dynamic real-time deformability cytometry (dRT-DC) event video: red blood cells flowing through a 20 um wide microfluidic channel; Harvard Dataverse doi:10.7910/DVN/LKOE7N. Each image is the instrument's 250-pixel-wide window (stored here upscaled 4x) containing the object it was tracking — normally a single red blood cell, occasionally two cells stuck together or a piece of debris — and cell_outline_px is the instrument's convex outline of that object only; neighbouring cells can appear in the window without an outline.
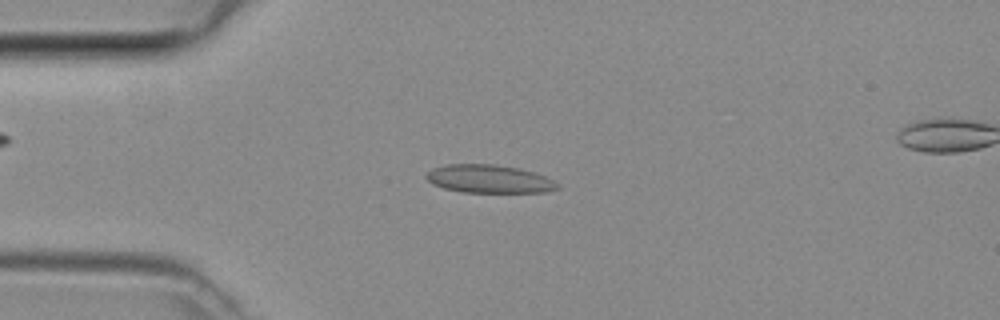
{"species": "common noctule bat (a hibernating species)", "species_latin": "Nyctalus noctula", "temperature_condition": "room temperature", "stored_images_in_passage": 46, "camera_frame_rate_fps": 3000, "um_per_image_px": 0.085, "animal": {"sex": "female", "body_mass_g": 29.2, "forearm_length_mm": 56.3}, "frame": {"image": 1, "passage_image": 11, "time_ms": 3.333, "image_size_px": [1000, 320], "cell_outline_px": [[560, 188], [548, 192], [464, 192], [444, 188], [432, 184], [424, 176], [432, 168], [448, 164], [496, 164], [520, 168], [544, 176], [560, 184]], "centroid_in_image_um": [41.58, 15.21], "position_along_channel_um": 43.4, "area_um2": 21.56}}
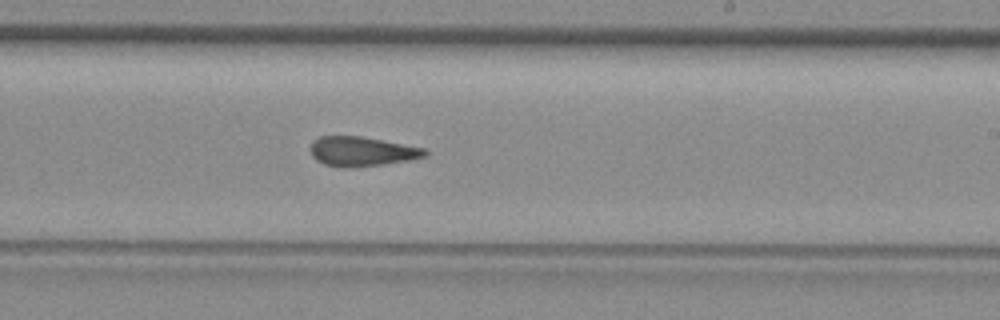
{"frame": {"image": 2, "passage_image": 27, "time_ms": 8.667, "image_size_px": [1000, 320], "cell_outline_px": [[428, 156], [408, 160], [384, 164], [352, 168], [340, 168], [324, 164], [316, 160], [312, 156], [308, 148], [312, 140], [320, 136], [360, 136], [428, 148]], "centroid_in_image_um": [30.74, 12.87], "position_along_channel_um": 258.3, "area_um2": 20.17}}
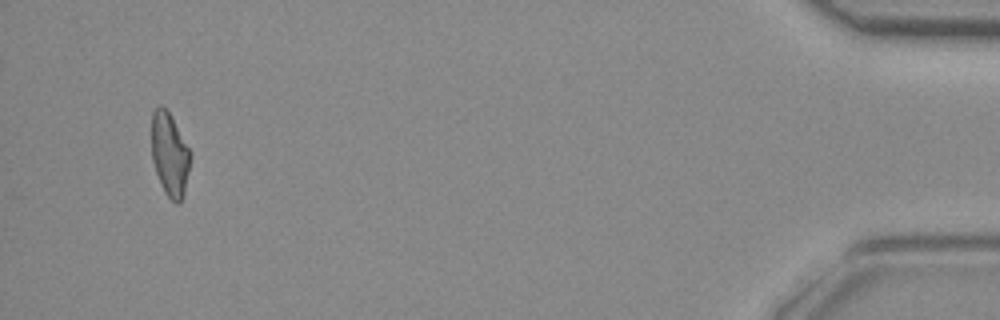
{"frame": {"image": 3, "passage_image": 44, "time_ms": 14.333, "image_size_px": [1000, 320], "cell_outline_px": [[192, 156], [184, 192], [180, 200], [176, 204], [164, 192], [156, 172], [152, 160], [152, 112], [160, 104], [168, 112], [192, 152]], "centroid_in_image_um": [14.43, 13.13], "position_along_channel_um": 420.8, "area_um2": 18.67}}